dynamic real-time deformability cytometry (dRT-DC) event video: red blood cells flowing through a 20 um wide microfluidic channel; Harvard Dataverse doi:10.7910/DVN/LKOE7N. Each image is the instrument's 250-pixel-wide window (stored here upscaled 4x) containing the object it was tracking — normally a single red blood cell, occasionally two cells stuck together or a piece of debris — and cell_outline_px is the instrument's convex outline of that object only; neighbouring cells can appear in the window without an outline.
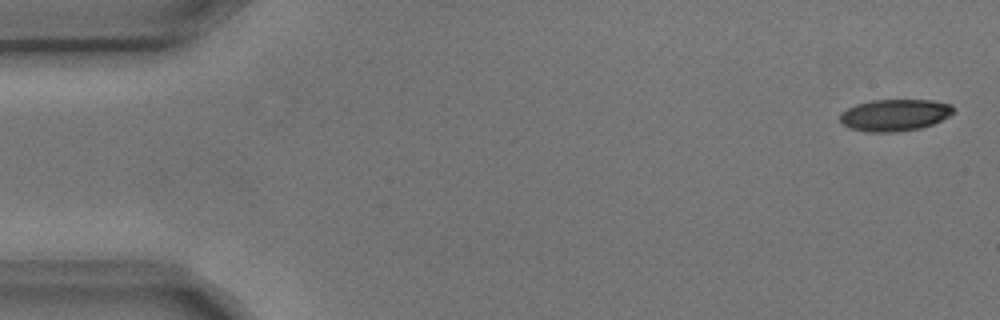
{"species": "common noctule bat (a hibernating species)", "species_latin": "Nyctalus noctula", "temperature_condition": "cold", "stored_images_in_passage": 4, "camera_frame_rate_fps": 3000, "um_per_image_px": 0.085, "animal": {"sex": "male", "body_mass_g": 17.9, "forearm_length_mm": 54.2}, "frame": {"image": 1, "passage_image": 1, "time_ms": 0.0, "image_size_px": [1000, 320], "cell_outline_px": [[952, 112], [948, 116], [932, 124], [920, 128], [892, 132], [864, 132], [848, 128], [840, 120], [840, 112], [856, 104], [872, 100], [932, 100], [952, 104]], "centroid_in_image_um": [76.0, 9.78], "position_along_channel_um": 9.0, "area_um2": 20.92}}
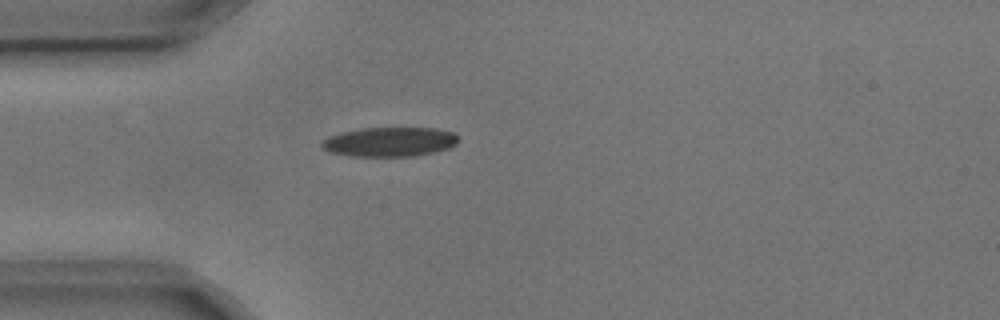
{"frame": {"image": 2, "passage_image": 4, "time_ms": 1.0, "image_size_px": [1000, 320], "cell_outline_px": [[460, 140], [456, 144], [448, 148], [436, 152], [412, 156], [348, 156], [332, 152], [324, 148], [320, 144], [320, 140], [328, 136], [340, 132], [364, 128], [436, 128], [452, 132]], "centroid_in_image_um": [33.11, 12.05], "position_along_channel_um": 51.9, "area_um2": 23.47}}